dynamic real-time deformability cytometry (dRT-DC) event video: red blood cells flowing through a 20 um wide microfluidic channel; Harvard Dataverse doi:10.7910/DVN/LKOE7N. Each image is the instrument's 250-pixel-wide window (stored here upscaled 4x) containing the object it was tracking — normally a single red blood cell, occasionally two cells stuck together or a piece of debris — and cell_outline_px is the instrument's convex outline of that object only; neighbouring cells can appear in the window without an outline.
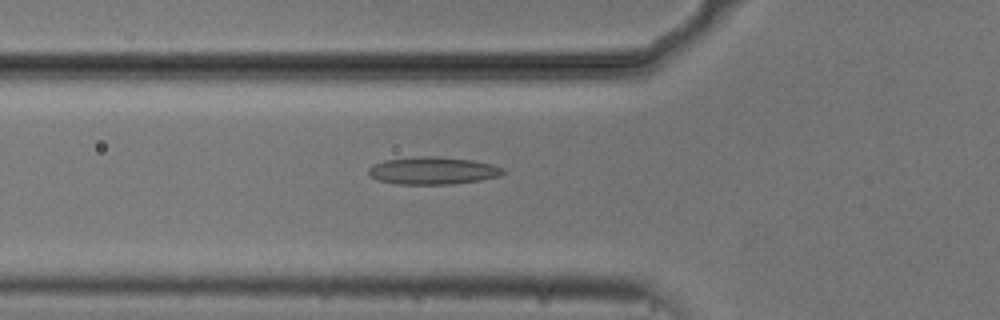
{"species": "common noctule bat (a hibernating species)", "species_latin": "Nyctalus noctula", "temperature_condition": "cold", "stored_images_in_passage": 51, "camera_frame_rate_fps": 3000, "um_per_image_px": 0.085, "animal": {"sex": "male", "body_mass_g": 20.5, "forearm_length_mm": 52.5}, "frame": {"image": 1, "passage_image": 16, "time_ms": 5.0, "image_size_px": [1000, 320], "cell_outline_px": [[504, 172], [500, 176], [480, 180], [452, 184], [396, 184], [380, 180], [368, 176], [368, 168], [372, 164], [384, 160], [416, 156], [440, 156], [472, 160], [492, 164], [504, 168]], "centroid_in_image_um": [36.77, 14.49], "position_along_channel_um": 89.0, "area_um2": 21.73}}
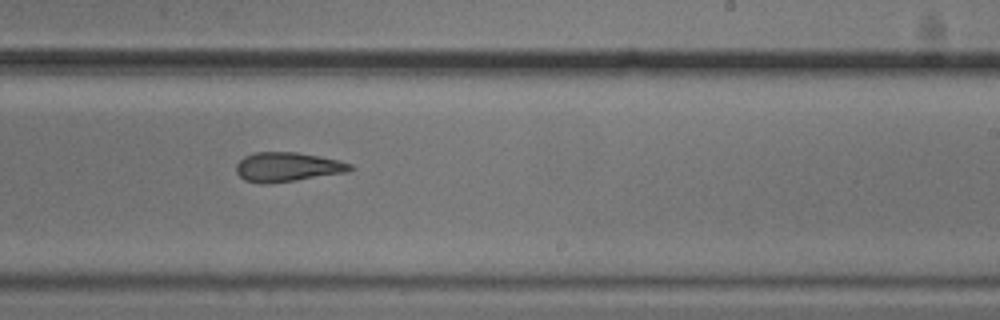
{"frame": {"image": 2, "passage_image": 30, "time_ms": 9.667, "image_size_px": [1000, 320], "cell_outline_px": [[352, 168], [348, 172], [296, 180], [268, 184], [260, 184], [244, 180], [236, 172], [236, 164], [244, 156], [252, 152], [296, 152], [340, 160], [352, 164]], "centroid_in_image_um": [24.4, 14.19], "position_along_channel_um": 264.6, "area_um2": 19.59}}
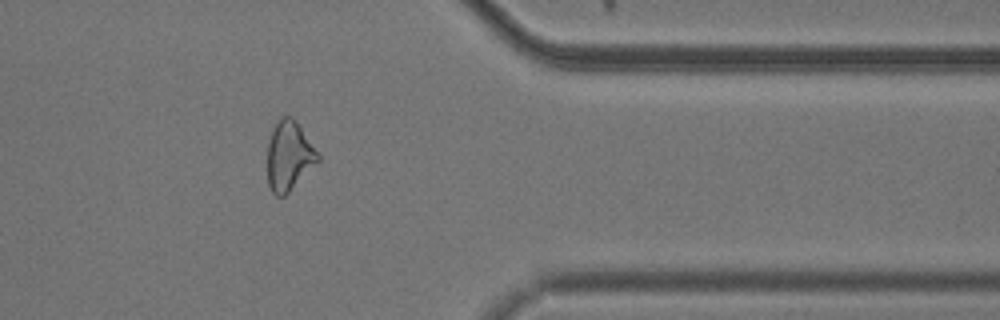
{"frame": {"image": 3, "passage_image": 41, "time_ms": 13.333, "image_size_px": [1000, 320], "cell_outline_px": [[320, 160], [284, 196], [276, 196], [272, 192], [268, 184], [268, 140], [272, 128], [276, 120], [280, 116], [292, 116], [296, 120], [320, 156]], "centroid_in_image_um": [24.55, 13.21], "position_along_channel_um": 386.9, "area_um2": 20.4}, "authors_computed_cell_mechanics": {"area_um2": 21.4438, "velocity_mm_per_s": 3.7418, "shape_relaxation_time_tau1_ms": null, "shape_relaxation_time_tau2_ms": 3.1779, "deformation_change_tau1": null, "deformation_change_tau2": 0.1249}}